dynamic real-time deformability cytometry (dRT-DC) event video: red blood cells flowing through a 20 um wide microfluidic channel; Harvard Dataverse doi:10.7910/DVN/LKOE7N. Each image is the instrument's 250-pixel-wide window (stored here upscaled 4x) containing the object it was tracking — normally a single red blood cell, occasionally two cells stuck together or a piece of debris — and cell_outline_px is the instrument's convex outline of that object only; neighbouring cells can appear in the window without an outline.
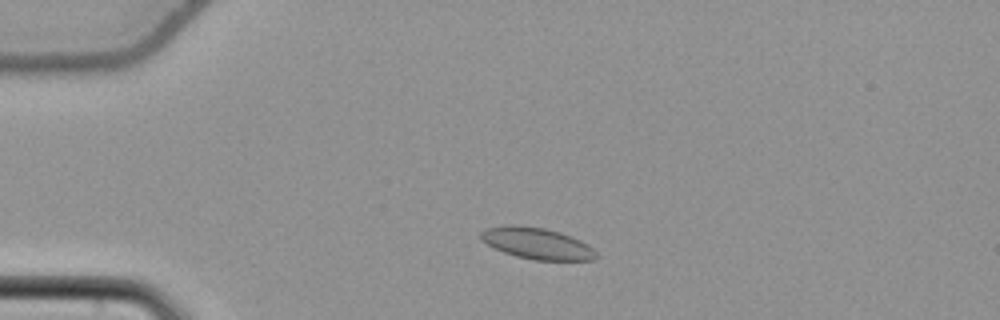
{"species": "common noctule bat (a hibernating species)", "species_latin": "Nyctalus noctula", "temperature_condition": "cold", "stored_images_in_passage": 49, "camera_frame_rate_fps": 3000, "um_per_image_px": 0.085, "animal": {"sex": "female", "body_mass_g": 22.7, "forearm_length_mm": 54.2}, "frame": {"image": 1, "passage_image": 7, "time_ms": 2.0, "image_size_px": [1000, 320], "cell_outline_px": [[596, 260], [532, 260], [516, 256], [504, 252], [480, 240], [480, 232], [484, 228], [512, 224], [544, 228], [560, 232], [580, 240], [588, 244], [596, 252]], "centroid_in_image_um": [45.62, 20.68], "position_along_channel_um": 39.4, "area_um2": 21.1}}
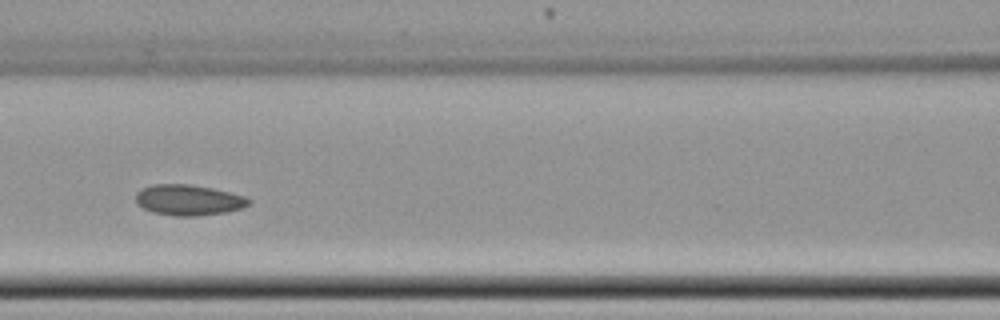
{"frame": {"image": 2, "passage_image": 19, "time_ms": 6.0, "image_size_px": [1000, 320], "cell_outline_px": [[252, 200], [248, 204], [240, 208], [224, 212], [196, 216], [176, 216], [152, 212], [136, 204], [136, 192], [140, 188], [152, 184], [188, 184], [212, 188], [244, 196]], "centroid_in_image_um": [15.96, 16.99], "position_along_channel_um": 150.6, "area_um2": 20.11}}
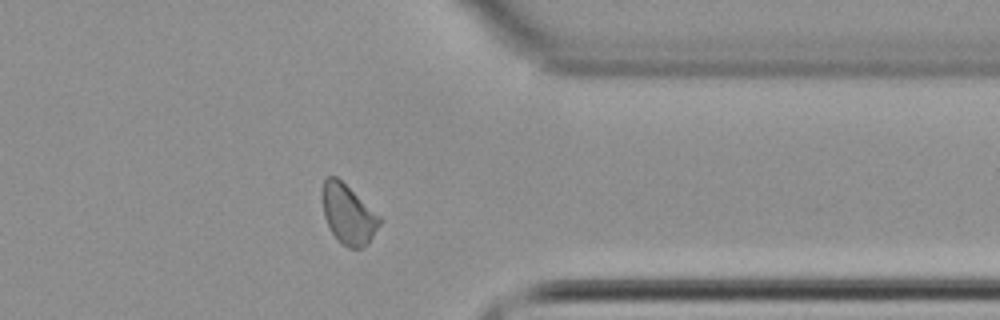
{"frame": {"image": 3, "passage_image": 38, "time_ms": 12.333, "image_size_px": [1000, 320], "cell_outline_px": [[384, 220], [364, 248], [348, 248], [336, 240], [324, 216], [320, 196], [320, 192], [324, 180], [328, 176], [336, 176], [380, 216]], "centroid_in_image_um": [29.58, 18.22], "position_along_channel_um": 381.8, "area_um2": 20.06}, "authors_computed_cell_mechanics": {"area_um2": 20.1144, "velocity_mm_per_s": 3.7645, "shape_relaxation_time_tau1_ms": null, "shape_relaxation_time_tau2_ms": 3.2911, "deformation_change_tau1": null, "deformation_change_tau2": 0.0701}}